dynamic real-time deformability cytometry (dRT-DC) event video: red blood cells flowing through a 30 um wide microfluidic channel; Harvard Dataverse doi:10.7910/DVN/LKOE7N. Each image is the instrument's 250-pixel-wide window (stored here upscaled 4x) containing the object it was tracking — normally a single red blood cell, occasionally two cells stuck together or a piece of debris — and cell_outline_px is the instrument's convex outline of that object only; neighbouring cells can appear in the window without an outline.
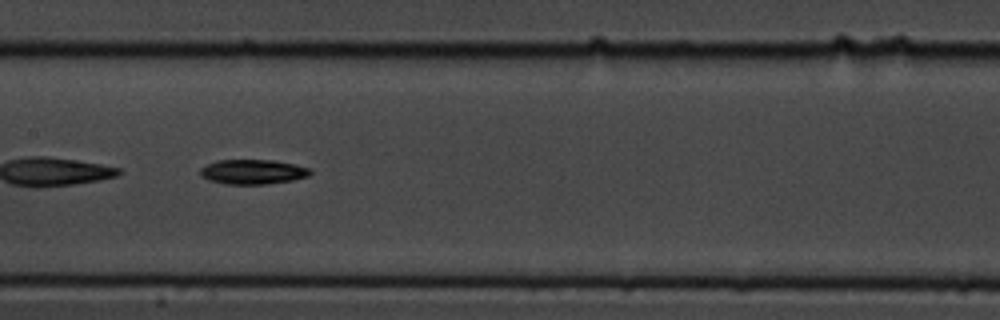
{"species": "common noctule bat (a hibernating species)", "species_latin": "Nyctalus noctula", "temperature_condition": "cold", "stored_images_in_passage": 36, "camera_frame_rate_fps": 3000, "um_per_image_px": 0.085, "animal": {"sex": "male", "body_mass_g": 19.5, "forearm_length_mm": 54.6}, "frame": {"image": 1, "passage_image": 11, "time_ms": 3.333, "image_size_px": [1000, 320], "cell_outline_px": [[312, 172], [308, 176], [292, 180], [264, 184], [224, 184], [208, 180], [200, 176], [200, 168], [216, 160], [272, 160], [296, 164], [308, 168]], "centroid_in_image_um": [21.45, 14.6], "position_along_channel_um": 185.9, "area_um2": 15.84}, "authors_computed_cell_mechanics": {"area_um2": 15.2881, "velocity_mm_per_s": 3.6633, "shape_relaxation_time_tau1_ms": 1.8401, "shape_relaxation_time_tau2_ms": null, "deformation_change_tau1": 0.1065, "deformation_change_tau2": null}}